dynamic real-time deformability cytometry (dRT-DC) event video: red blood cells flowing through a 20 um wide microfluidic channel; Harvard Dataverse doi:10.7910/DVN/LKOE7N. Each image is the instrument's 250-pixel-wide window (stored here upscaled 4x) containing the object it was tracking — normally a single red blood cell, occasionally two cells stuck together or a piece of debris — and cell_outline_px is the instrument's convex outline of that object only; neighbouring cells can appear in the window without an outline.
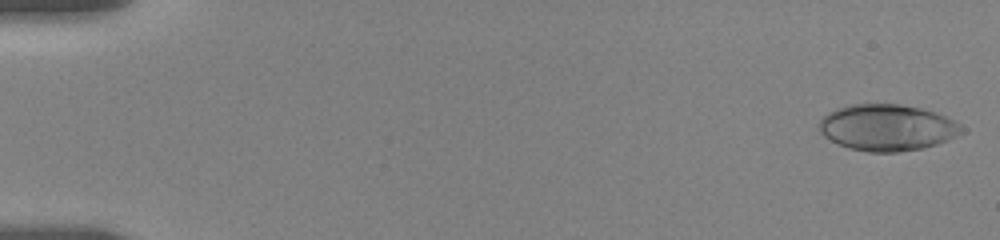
{"species": "human", "species_latin": "Homo sapiens", "temperature_condition": "room temperature", "stored_images_in_passage": 28, "camera_frame_rate_fps": 3000, "um_per_image_px": 0.085, "donor": {"sex": "female"}, "frame": {"image": 1, "passage_image": 1, "time_ms": 0.0, "image_size_px": [1000, 240], "cell_outline_px": [[964, 132], [956, 136], [936, 144], [924, 148], [896, 152], [868, 152], [848, 148], [824, 136], [820, 132], [820, 120], [828, 112], [836, 108], [852, 104], [900, 104], [920, 108], [936, 112], [960, 124], [964, 128]], "centroid_in_image_um": [75.41, 10.84], "position_along_channel_um": 9.6, "area_um2": 38.38}}
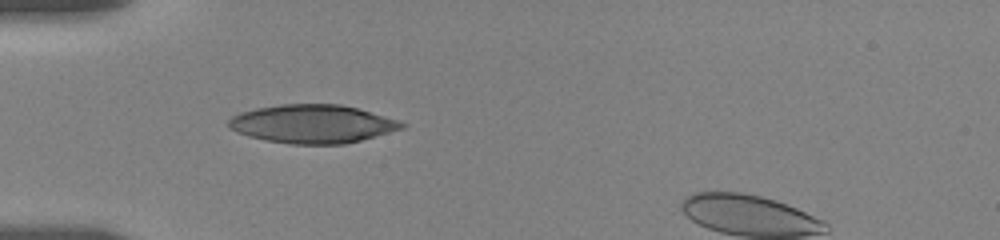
{"frame": {"image": 2, "passage_image": 21, "time_ms": 5.333, "image_size_px": [1000, 240], "cell_outline_px": [[408, 124], [404, 128], [360, 140], [344, 144], [292, 144], [268, 140], [248, 136], [236, 132], [228, 128], [228, 120], [232, 116], [240, 112], [256, 108], [280, 104], [340, 104], [356, 108], [384, 116]], "centroid_in_image_um": [26.52, 10.53], "position_along_channel_um": 58.5, "area_um2": 38.55}}
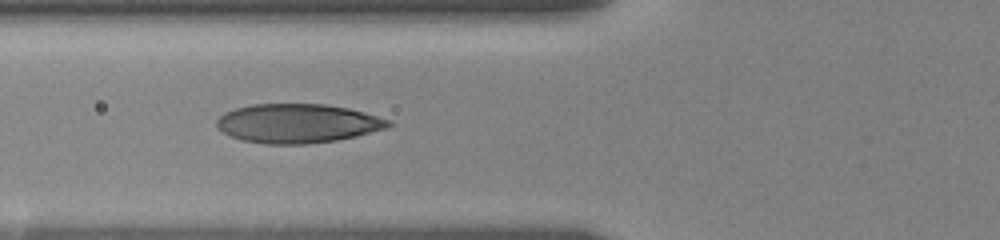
{"frame": {"image": 3, "passage_image": 27, "time_ms": 6.667, "image_size_px": [1000, 240], "cell_outline_px": [[392, 124], [388, 128], [356, 136], [336, 140], [304, 144], [268, 144], [244, 140], [232, 136], [216, 128], [216, 120], [224, 112], [236, 108], [252, 104], [324, 104], [348, 108], [364, 112], [392, 120]], "centroid_in_image_um": [25.31, 10.48], "position_along_channel_um": 100.5, "area_um2": 39.07}}